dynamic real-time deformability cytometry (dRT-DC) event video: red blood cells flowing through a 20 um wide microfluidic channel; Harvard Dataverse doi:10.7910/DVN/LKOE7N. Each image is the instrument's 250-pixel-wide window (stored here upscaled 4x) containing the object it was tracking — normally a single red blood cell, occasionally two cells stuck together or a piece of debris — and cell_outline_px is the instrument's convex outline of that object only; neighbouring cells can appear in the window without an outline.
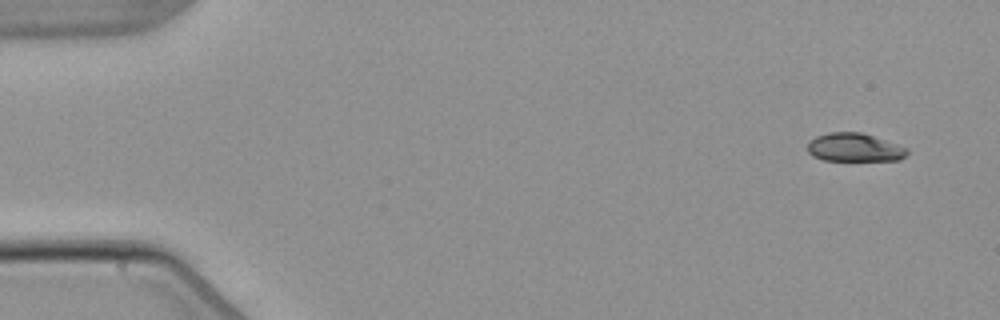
{"species": "common noctule bat (a hibernating species)", "species_latin": "Nyctalus noctula", "temperature_condition": "warm", "stored_images_in_passage": 4, "camera_frame_rate_fps": 3000, "um_per_image_px": 0.085, "animal": {"sex": "male", "body_mass_g": 21.5, "forearm_length_mm": 52.0}, "frame": {"image": 1, "passage_image": 1, "time_ms": 0.0, "image_size_px": [1000, 320], "cell_outline_px": [[908, 152], [900, 160], [824, 160], [812, 156], [808, 152], [808, 140], [816, 136], [828, 132], [860, 132], [908, 148]], "centroid_in_image_um": [72.58, 12.53], "position_along_channel_um": 12.4, "area_um2": 16.36}}
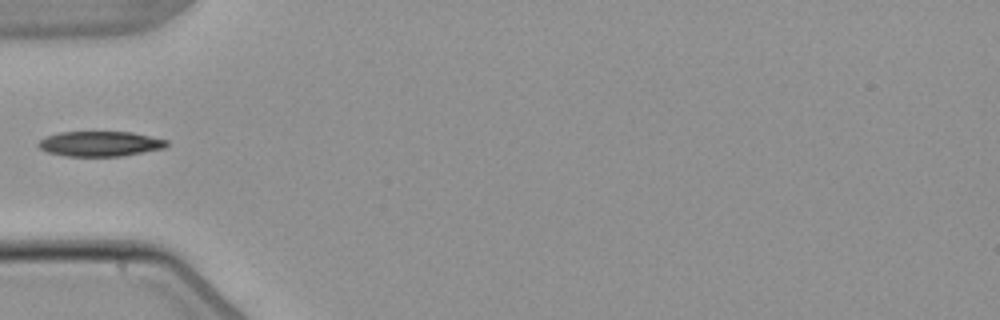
{"frame": {"image": 2, "passage_image": 4, "time_ms": 5.0, "image_size_px": [1000, 320], "cell_outline_px": [[168, 144], [164, 148], [120, 156], [64, 156], [48, 152], [40, 148], [36, 144], [44, 136], [60, 132], [132, 132], [168, 140]], "centroid_in_image_um": [8.47, 12.21], "position_along_channel_um": 76.5, "area_um2": 18.73}}